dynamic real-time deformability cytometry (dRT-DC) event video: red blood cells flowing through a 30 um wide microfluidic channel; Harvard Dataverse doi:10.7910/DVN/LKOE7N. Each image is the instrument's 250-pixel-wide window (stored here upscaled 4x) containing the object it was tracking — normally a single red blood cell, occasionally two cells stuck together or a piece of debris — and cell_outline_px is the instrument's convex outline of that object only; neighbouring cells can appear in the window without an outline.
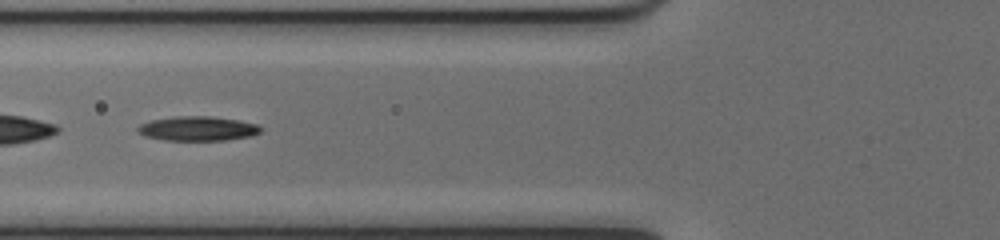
{"species": "common noctule bat (a hibernating species)", "species_latin": "Nyctalus noctula", "temperature_condition": "cold", "stored_images_in_passage": 51, "segment_of_instrument_passage": [2, 2], "camera_frame_rate_fps": 3000, "um_per_image_px": 0.085, "animal": {"sex": "female", "body_mass_g": 17.0, "forearm_length_mm": 48.0}, "frame": {"image": 1, "passage_image": 20, "time_ms": 6.333, "image_size_px": [1000, 240], "cell_outline_px": [[260, 132], [252, 136], [224, 140], [164, 140], [144, 136], [136, 132], [136, 128], [140, 124], [152, 120], [176, 116], [208, 116], [236, 120], [256, 124], [260, 128]], "centroid_in_image_um": [16.74, 10.93], "position_along_channel_um": 109.1, "area_um2": 17.4}}
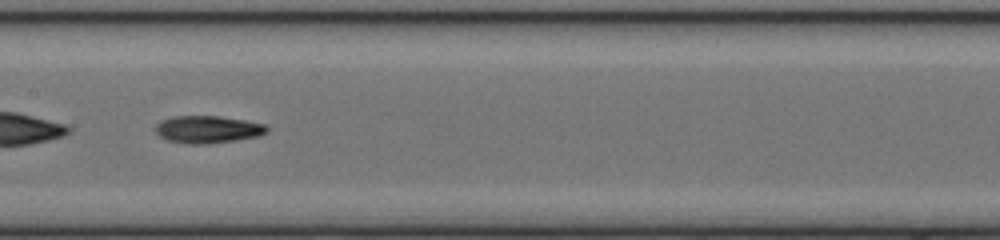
{"frame": {"image": 2, "passage_image": 26, "time_ms": 8.333, "image_size_px": [1000, 240], "cell_outline_px": [[268, 132], [256, 136], [236, 140], [208, 144], [188, 144], [168, 140], [160, 136], [156, 132], [156, 124], [160, 120], [172, 116], [220, 116], [244, 120], [264, 124], [268, 128]], "centroid_in_image_um": [17.63, 10.99], "position_along_channel_um": 189.8, "area_um2": 17.74}}
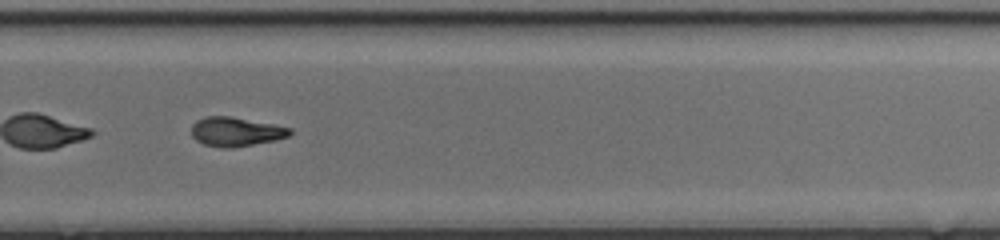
{"frame": {"image": 3, "passage_image": 35, "time_ms": 11.333, "image_size_px": [1000, 240], "cell_outline_px": [[292, 132], [288, 136], [276, 140], [228, 148], [224, 148], [204, 144], [196, 140], [192, 136], [192, 124], [196, 120], [204, 116], [232, 116], [292, 128]], "centroid_in_image_um": [20.03, 11.18], "position_along_channel_um": 309.8, "area_um2": 16.65}}